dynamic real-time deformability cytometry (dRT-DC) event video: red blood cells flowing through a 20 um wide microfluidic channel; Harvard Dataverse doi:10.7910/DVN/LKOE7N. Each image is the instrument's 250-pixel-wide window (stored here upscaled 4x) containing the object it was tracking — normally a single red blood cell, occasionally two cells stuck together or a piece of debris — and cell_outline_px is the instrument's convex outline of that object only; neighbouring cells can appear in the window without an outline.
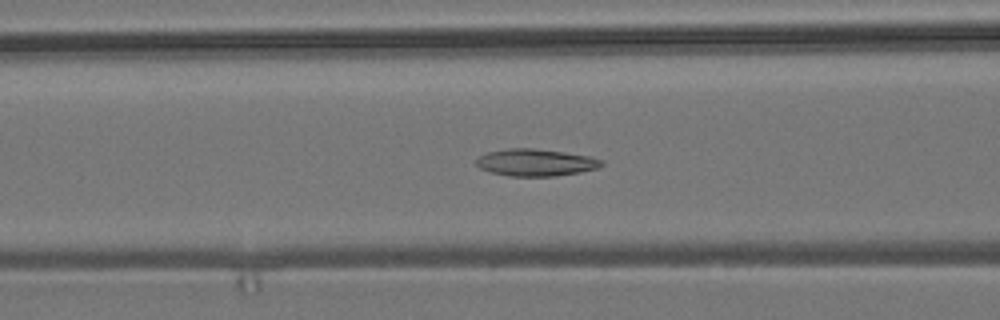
{"species": "common noctule bat (a hibernating species)", "species_latin": "Nyctalus noctula", "temperature_condition": "room temperature", "stored_images_in_passage": 56, "camera_frame_rate_fps": 3000, "um_per_image_px": 0.085, "animal": {"sex": "male", "body_mass_g": 19.2, "forearm_length_mm": 51.8}, "frame": {"image": 1, "passage_image": 22, "time_ms": 7.0, "image_size_px": [1000, 320], "cell_outline_px": [[604, 164], [600, 168], [580, 172], [556, 176], [508, 176], [488, 172], [480, 168], [476, 164], [476, 160], [480, 156], [488, 152], [508, 148], [532, 148], [564, 152], [588, 156], [604, 160]], "centroid_in_image_um": [45.55, 13.82], "position_along_channel_um": 121.1, "area_um2": 19.88}}
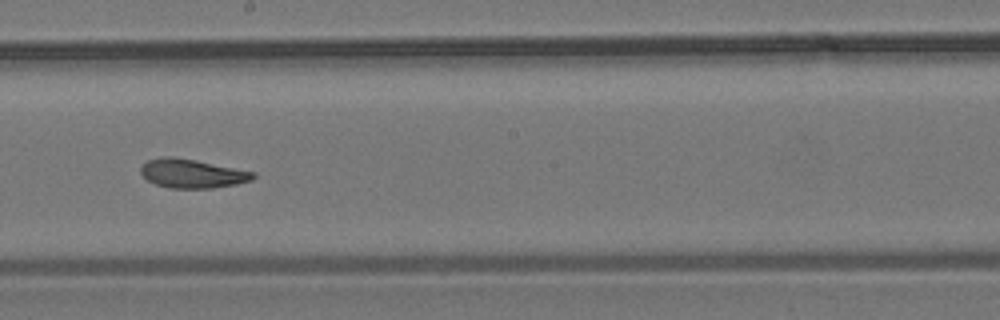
{"frame": {"image": 2, "passage_image": 31, "time_ms": 10.0, "image_size_px": [1000, 320], "cell_outline_px": [[256, 176], [252, 180], [236, 184], [212, 188], [168, 188], [156, 184], [148, 180], [140, 172], [140, 168], [148, 160], [164, 156], [172, 156], [196, 160], [256, 172]], "centroid_in_image_um": [16.35, 14.75], "position_along_channel_um": 231.9, "area_um2": 18.9}}
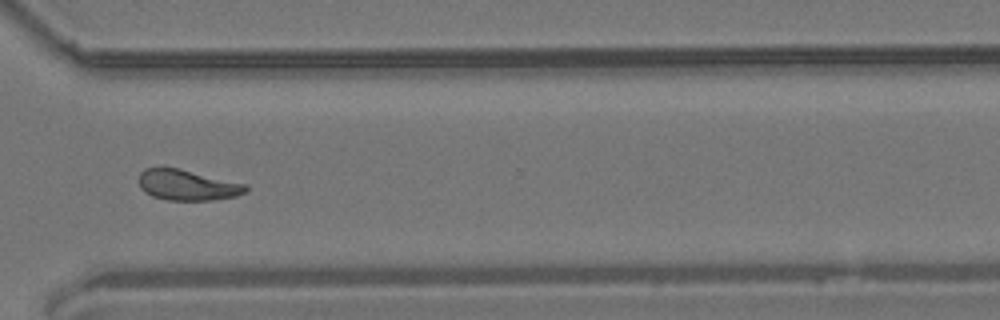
{"frame": {"image": 3, "passage_image": 41, "time_ms": 13.333, "image_size_px": [1000, 320], "cell_outline_px": [[248, 192], [236, 196], [212, 200], [168, 200], [152, 196], [144, 192], [140, 188], [140, 172], [144, 168], [180, 168], [248, 184]], "centroid_in_image_um": [15.97, 15.73], "position_along_channel_um": 354.6, "area_um2": 19.25}}